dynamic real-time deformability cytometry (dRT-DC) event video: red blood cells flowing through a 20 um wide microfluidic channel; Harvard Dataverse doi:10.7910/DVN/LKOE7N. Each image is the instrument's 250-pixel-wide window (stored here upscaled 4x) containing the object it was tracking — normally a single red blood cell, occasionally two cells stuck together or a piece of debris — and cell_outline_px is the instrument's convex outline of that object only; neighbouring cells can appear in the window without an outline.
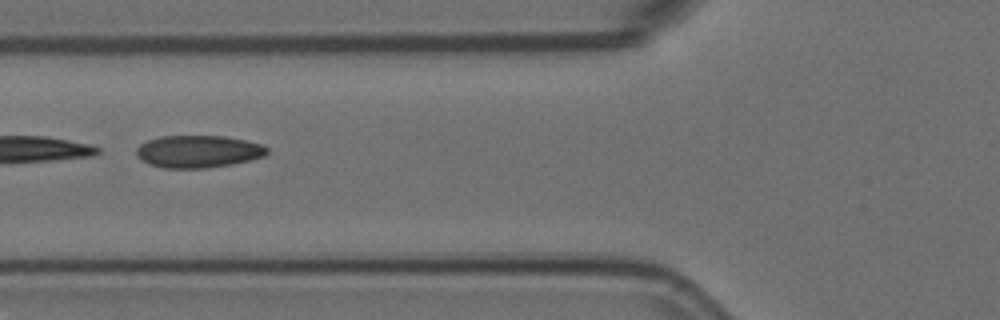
{"species": "Egyptian fruit bat (a non-hibernating species)", "species_latin": "Rousettus aegyptiacus", "temperature_condition": "room temperature", "stored_images_in_passage": 13, "camera_frame_rate_fps": 3000, "um_per_image_px": 0.085, "animal": {"sex": "female"}, "frame": {"image": 1, "passage_image": 4, "time_ms": 1.0, "image_size_px": [1000, 320], "cell_outline_px": [[268, 152], [264, 156], [232, 164], [208, 168], [164, 168], [148, 164], [136, 156], [136, 148], [140, 144], [148, 140], [160, 136], [224, 136], [244, 140], [260, 144], [268, 148]], "centroid_in_image_um": [16.81, 12.88], "position_along_channel_um": 109.0, "area_um2": 24.62}}